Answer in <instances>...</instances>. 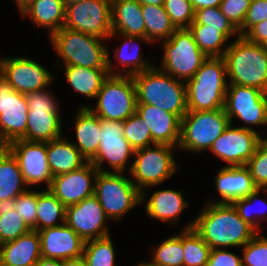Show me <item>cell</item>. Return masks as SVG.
<instances>
[{
	"label": "cell",
	"mask_w": 267,
	"mask_h": 266,
	"mask_svg": "<svg viewBox=\"0 0 267 266\" xmlns=\"http://www.w3.org/2000/svg\"><path fill=\"white\" fill-rule=\"evenodd\" d=\"M193 229L211 249L243 247L258 233L239 216L233 204L211 200L193 220Z\"/></svg>",
	"instance_id": "obj_1"
},
{
	"label": "cell",
	"mask_w": 267,
	"mask_h": 266,
	"mask_svg": "<svg viewBox=\"0 0 267 266\" xmlns=\"http://www.w3.org/2000/svg\"><path fill=\"white\" fill-rule=\"evenodd\" d=\"M229 84L254 87L267 93V46L238 36L223 56Z\"/></svg>",
	"instance_id": "obj_2"
},
{
	"label": "cell",
	"mask_w": 267,
	"mask_h": 266,
	"mask_svg": "<svg viewBox=\"0 0 267 266\" xmlns=\"http://www.w3.org/2000/svg\"><path fill=\"white\" fill-rule=\"evenodd\" d=\"M137 104H150L178 115L187 113L186 85L156 66L132 76Z\"/></svg>",
	"instance_id": "obj_3"
},
{
	"label": "cell",
	"mask_w": 267,
	"mask_h": 266,
	"mask_svg": "<svg viewBox=\"0 0 267 266\" xmlns=\"http://www.w3.org/2000/svg\"><path fill=\"white\" fill-rule=\"evenodd\" d=\"M226 63L223 57H208L185 82L187 108L192 111H208L224 108L228 83Z\"/></svg>",
	"instance_id": "obj_4"
},
{
	"label": "cell",
	"mask_w": 267,
	"mask_h": 266,
	"mask_svg": "<svg viewBox=\"0 0 267 266\" xmlns=\"http://www.w3.org/2000/svg\"><path fill=\"white\" fill-rule=\"evenodd\" d=\"M50 40L63 66L108 69L106 39L62 27Z\"/></svg>",
	"instance_id": "obj_5"
},
{
	"label": "cell",
	"mask_w": 267,
	"mask_h": 266,
	"mask_svg": "<svg viewBox=\"0 0 267 266\" xmlns=\"http://www.w3.org/2000/svg\"><path fill=\"white\" fill-rule=\"evenodd\" d=\"M174 148L178 147L154 144L153 148L148 146L135 150V158L128 171L131 181L141 191V204L147 198L148 193L145 189L160 185L177 172Z\"/></svg>",
	"instance_id": "obj_6"
},
{
	"label": "cell",
	"mask_w": 267,
	"mask_h": 266,
	"mask_svg": "<svg viewBox=\"0 0 267 266\" xmlns=\"http://www.w3.org/2000/svg\"><path fill=\"white\" fill-rule=\"evenodd\" d=\"M94 196L107 217L120 221L131 209L141 204V191L120 172H101L95 178Z\"/></svg>",
	"instance_id": "obj_7"
},
{
	"label": "cell",
	"mask_w": 267,
	"mask_h": 266,
	"mask_svg": "<svg viewBox=\"0 0 267 266\" xmlns=\"http://www.w3.org/2000/svg\"><path fill=\"white\" fill-rule=\"evenodd\" d=\"M229 124L230 120L224 108L208 111L188 110L181 119L178 148L193 153L209 150Z\"/></svg>",
	"instance_id": "obj_8"
},
{
	"label": "cell",
	"mask_w": 267,
	"mask_h": 266,
	"mask_svg": "<svg viewBox=\"0 0 267 266\" xmlns=\"http://www.w3.org/2000/svg\"><path fill=\"white\" fill-rule=\"evenodd\" d=\"M161 44L163 55L160 69L184 82L191 79L208 58L199 49L188 28L176 29Z\"/></svg>",
	"instance_id": "obj_9"
},
{
	"label": "cell",
	"mask_w": 267,
	"mask_h": 266,
	"mask_svg": "<svg viewBox=\"0 0 267 266\" xmlns=\"http://www.w3.org/2000/svg\"><path fill=\"white\" fill-rule=\"evenodd\" d=\"M98 98V99H97ZM95 109L88 107L100 119L125 121L136 113L137 97L132 76L109 75L96 96Z\"/></svg>",
	"instance_id": "obj_10"
},
{
	"label": "cell",
	"mask_w": 267,
	"mask_h": 266,
	"mask_svg": "<svg viewBox=\"0 0 267 266\" xmlns=\"http://www.w3.org/2000/svg\"><path fill=\"white\" fill-rule=\"evenodd\" d=\"M64 27L107 40L112 34L111 0H83L66 5Z\"/></svg>",
	"instance_id": "obj_11"
},
{
	"label": "cell",
	"mask_w": 267,
	"mask_h": 266,
	"mask_svg": "<svg viewBox=\"0 0 267 266\" xmlns=\"http://www.w3.org/2000/svg\"><path fill=\"white\" fill-rule=\"evenodd\" d=\"M224 110L233 124L236 116L248 126H240L254 130L255 125L267 124V93L247 86L228 84Z\"/></svg>",
	"instance_id": "obj_12"
},
{
	"label": "cell",
	"mask_w": 267,
	"mask_h": 266,
	"mask_svg": "<svg viewBox=\"0 0 267 266\" xmlns=\"http://www.w3.org/2000/svg\"><path fill=\"white\" fill-rule=\"evenodd\" d=\"M123 133V122L101 119L100 145L96 156L90 161L98 171L109 172L102 167L106 161L113 169L112 172L125 173L129 158L134 156L135 150Z\"/></svg>",
	"instance_id": "obj_13"
},
{
	"label": "cell",
	"mask_w": 267,
	"mask_h": 266,
	"mask_svg": "<svg viewBox=\"0 0 267 266\" xmlns=\"http://www.w3.org/2000/svg\"><path fill=\"white\" fill-rule=\"evenodd\" d=\"M28 112L25 94L0 77V142L4 147L25 137Z\"/></svg>",
	"instance_id": "obj_14"
},
{
	"label": "cell",
	"mask_w": 267,
	"mask_h": 266,
	"mask_svg": "<svg viewBox=\"0 0 267 266\" xmlns=\"http://www.w3.org/2000/svg\"><path fill=\"white\" fill-rule=\"evenodd\" d=\"M1 77L21 94L47 89L53 75L42 64L25 57L0 58Z\"/></svg>",
	"instance_id": "obj_15"
},
{
	"label": "cell",
	"mask_w": 267,
	"mask_h": 266,
	"mask_svg": "<svg viewBox=\"0 0 267 266\" xmlns=\"http://www.w3.org/2000/svg\"><path fill=\"white\" fill-rule=\"evenodd\" d=\"M263 137L256 130L233 127V124L214 141L210 151L228 167L245 166L254 156L258 142Z\"/></svg>",
	"instance_id": "obj_16"
},
{
	"label": "cell",
	"mask_w": 267,
	"mask_h": 266,
	"mask_svg": "<svg viewBox=\"0 0 267 266\" xmlns=\"http://www.w3.org/2000/svg\"><path fill=\"white\" fill-rule=\"evenodd\" d=\"M6 148L16 158L28 187L38 183H46V189L51 187L53 175L48 166L46 142L19 139L8 144Z\"/></svg>",
	"instance_id": "obj_17"
},
{
	"label": "cell",
	"mask_w": 267,
	"mask_h": 266,
	"mask_svg": "<svg viewBox=\"0 0 267 266\" xmlns=\"http://www.w3.org/2000/svg\"><path fill=\"white\" fill-rule=\"evenodd\" d=\"M109 220L94 195L65 209V224L85 242L110 236L108 226L105 224Z\"/></svg>",
	"instance_id": "obj_18"
},
{
	"label": "cell",
	"mask_w": 267,
	"mask_h": 266,
	"mask_svg": "<svg viewBox=\"0 0 267 266\" xmlns=\"http://www.w3.org/2000/svg\"><path fill=\"white\" fill-rule=\"evenodd\" d=\"M97 174L98 170L87 162L77 170L54 176L49 190L65 207L78 204L94 195Z\"/></svg>",
	"instance_id": "obj_19"
},
{
	"label": "cell",
	"mask_w": 267,
	"mask_h": 266,
	"mask_svg": "<svg viewBox=\"0 0 267 266\" xmlns=\"http://www.w3.org/2000/svg\"><path fill=\"white\" fill-rule=\"evenodd\" d=\"M38 233L41 257L64 260L83 256L85 241L65 223Z\"/></svg>",
	"instance_id": "obj_20"
},
{
	"label": "cell",
	"mask_w": 267,
	"mask_h": 266,
	"mask_svg": "<svg viewBox=\"0 0 267 266\" xmlns=\"http://www.w3.org/2000/svg\"><path fill=\"white\" fill-rule=\"evenodd\" d=\"M136 113L150 128L155 144L178 147L181 136V118L150 104H137Z\"/></svg>",
	"instance_id": "obj_21"
},
{
	"label": "cell",
	"mask_w": 267,
	"mask_h": 266,
	"mask_svg": "<svg viewBox=\"0 0 267 266\" xmlns=\"http://www.w3.org/2000/svg\"><path fill=\"white\" fill-rule=\"evenodd\" d=\"M215 185L221 198L216 203L232 204L240 198L248 197L257 189L246 166H223L216 174Z\"/></svg>",
	"instance_id": "obj_22"
},
{
	"label": "cell",
	"mask_w": 267,
	"mask_h": 266,
	"mask_svg": "<svg viewBox=\"0 0 267 266\" xmlns=\"http://www.w3.org/2000/svg\"><path fill=\"white\" fill-rule=\"evenodd\" d=\"M121 36L125 42L115 48L114 57L117 59L119 65L123 66L122 72H117L114 63L110 58V51L108 50V73L109 75H123V76H133L140 72L150 69L154 65L151 62L145 61L141 56V51L136 44L141 41L150 44L151 42L146 37L141 36H127L123 34H111L108 39L119 38ZM130 67V68H129ZM116 71H115V70Z\"/></svg>",
	"instance_id": "obj_23"
},
{
	"label": "cell",
	"mask_w": 267,
	"mask_h": 266,
	"mask_svg": "<svg viewBox=\"0 0 267 266\" xmlns=\"http://www.w3.org/2000/svg\"><path fill=\"white\" fill-rule=\"evenodd\" d=\"M40 257V237L36 230L0 245V266H34Z\"/></svg>",
	"instance_id": "obj_24"
},
{
	"label": "cell",
	"mask_w": 267,
	"mask_h": 266,
	"mask_svg": "<svg viewBox=\"0 0 267 266\" xmlns=\"http://www.w3.org/2000/svg\"><path fill=\"white\" fill-rule=\"evenodd\" d=\"M112 34L145 37L142 4L138 0H111Z\"/></svg>",
	"instance_id": "obj_25"
},
{
	"label": "cell",
	"mask_w": 267,
	"mask_h": 266,
	"mask_svg": "<svg viewBox=\"0 0 267 266\" xmlns=\"http://www.w3.org/2000/svg\"><path fill=\"white\" fill-rule=\"evenodd\" d=\"M74 118L76 141L72 143L90 162L100 145L101 119L88 107H80Z\"/></svg>",
	"instance_id": "obj_26"
},
{
	"label": "cell",
	"mask_w": 267,
	"mask_h": 266,
	"mask_svg": "<svg viewBox=\"0 0 267 266\" xmlns=\"http://www.w3.org/2000/svg\"><path fill=\"white\" fill-rule=\"evenodd\" d=\"M189 202L185 200L183 191L163 189L153 192L147 199L145 212L153 219L162 222L178 223L179 216L187 208Z\"/></svg>",
	"instance_id": "obj_27"
},
{
	"label": "cell",
	"mask_w": 267,
	"mask_h": 266,
	"mask_svg": "<svg viewBox=\"0 0 267 266\" xmlns=\"http://www.w3.org/2000/svg\"><path fill=\"white\" fill-rule=\"evenodd\" d=\"M58 111L59 109H29L23 140L50 142L62 137V121Z\"/></svg>",
	"instance_id": "obj_28"
},
{
	"label": "cell",
	"mask_w": 267,
	"mask_h": 266,
	"mask_svg": "<svg viewBox=\"0 0 267 266\" xmlns=\"http://www.w3.org/2000/svg\"><path fill=\"white\" fill-rule=\"evenodd\" d=\"M46 150L53 177L77 170L88 162L71 140L64 136L46 142Z\"/></svg>",
	"instance_id": "obj_29"
},
{
	"label": "cell",
	"mask_w": 267,
	"mask_h": 266,
	"mask_svg": "<svg viewBox=\"0 0 267 266\" xmlns=\"http://www.w3.org/2000/svg\"><path fill=\"white\" fill-rule=\"evenodd\" d=\"M65 14L63 0H35L21 16L24 18L29 15L34 25L48 29L51 37L64 27Z\"/></svg>",
	"instance_id": "obj_30"
},
{
	"label": "cell",
	"mask_w": 267,
	"mask_h": 266,
	"mask_svg": "<svg viewBox=\"0 0 267 266\" xmlns=\"http://www.w3.org/2000/svg\"><path fill=\"white\" fill-rule=\"evenodd\" d=\"M27 187L16 158L4 147L0 151V201L16 199Z\"/></svg>",
	"instance_id": "obj_31"
},
{
	"label": "cell",
	"mask_w": 267,
	"mask_h": 266,
	"mask_svg": "<svg viewBox=\"0 0 267 266\" xmlns=\"http://www.w3.org/2000/svg\"><path fill=\"white\" fill-rule=\"evenodd\" d=\"M65 77L77 93L94 99L103 81L109 76L108 69H91L80 66H64Z\"/></svg>",
	"instance_id": "obj_32"
},
{
	"label": "cell",
	"mask_w": 267,
	"mask_h": 266,
	"mask_svg": "<svg viewBox=\"0 0 267 266\" xmlns=\"http://www.w3.org/2000/svg\"><path fill=\"white\" fill-rule=\"evenodd\" d=\"M145 37L152 43L167 40L176 30L164 6L142 4Z\"/></svg>",
	"instance_id": "obj_33"
},
{
	"label": "cell",
	"mask_w": 267,
	"mask_h": 266,
	"mask_svg": "<svg viewBox=\"0 0 267 266\" xmlns=\"http://www.w3.org/2000/svg\"><path fill=\"white\" fill-rule=\"evenodd\" d=\"M65 209L66 207L49 189L39 191L37 199V231L64 224Z\"/></svg>",
	"instance_id": "obj_34"
},
{
	"label": "cell",
	"mask_w": 267,
	"mask_h": 266,
	"mask_svg": "<svg viewBox=\"0 0 267 266\" xmlns=\"http://www.w3.org/2000/svg\"><path fill=\"white\" fill-rule=\"evenodd\" d=\"M14 207L15 199L0 201V245L13 241L32 230Z\"/></svg>",
	"instance_id": "obj_35"
},
{
	"label": "cell",
	"mask_w": 267,
	"mask_h": 266,
	"mask_svg": "<svg viewBox=\"0 0 267 266\" xmlns=\"http://www.w3.org/2000/svg\"><path fill=\"white\" fill-rule=\"evenodd\" d=\"M188 29L195 43L207 57H223L228 39L220 32V28L206 27L205 24H191ZM223 47V48H222Z\"/></svg>",
	"instance_id": "obj_36"
},
{
	"label": "cell",
	"mask_w": 267,
	"mask_h": 266,
	"mask_svg": "<svg viewBox=\"0 0 267 266\" xmlns=\"http://www.w3.org/2000/svg\"><path fill=\"white\" fill-rule=\"evenodd\" d=\"M184 266H206L211 248L193 229V221L183 229Z\"/></svg>",
	"instance_id": "obj_37"
},
{
	"label": "cell",
	"mask_w": 267,
	"mask_h": 266,
	"mask_svg": "<svg viewBox=\"0 0 267 266\" xmlns=\"http://www.w3.org/2000/svg\"><path fill=\"white\" fill-rule=\"evenodd\" d=\"M152 261L158 266H184L183 229L155 247Z\"/></svg>",
	"instance_id": "obj_38"
},
{
	"label": "cell",
	"mask_w": 267,
	"mask_h": 266,
	"mask_svg": "<svg viewBox=\"0 0 267 266\" xmlns=\"http://www.w3.org/2000/svg\"><path fill=\"white\" fill-rule=\"evenodd\" d=\"M82 257L87 266H114L115 249L111 236L86 241Z\"/></svg>",
	"instance_id": "obj_39"
},
{
	"label": "cell",
	"mask_w": 267,
	"mask_h": 266,
	"mask_svg": "<svg viewBox=\"0 0 267 266\" xmlns=\"http://www.w3.org/2000/svg\"><path fill=\"white\" fill-rule=\"evenodd\" d=\"M192 24H205L206 27L220 28V32L229 39L239 30L221 13L219 7H207L195 11Z\"/></svg>",
	"instance_id": "obj_40"
},
{
	"label": "cell",
	"mask_w": 267,
	"mask_h": 266,
	"mask_svg": "<svg viewBox=\"0 0 267 266\" xmlns=\"http://www.w3.org/2000/svg\"><path fill=\"white\" fill-rule=\"evenodd\" d=\"M123 136L130 143L134 150L153 146L150 128L141 122V117L135 113L123 121Z\"/></svg>",
	"instance_id": "obj_41"
},
{
	"label": "cell",
	"mask_w": 267,
	"mask_h": 266,
	"mask_svg": "<svg viewBox=\"0 0 267 266\" xmlns=\"http://www.w3.org/2000/svg\"><path fill=\"white\" fill-rule=\"evenodd\" d=\"M260 191L262 192V189L257 188L248 197L240 198V199H238L232 203L233 206L235 207V209L237 210L239 216L245 222H247L249 225H251L257 232L261 231V226H260L259 221H261V220L264 221L267 219V211L266 210H262L260 212L258 210L257 211L258 213H256V211H255L256 214H254V215L252 214V213H254L252 211V208H254V206L256 205V203L259 200L258 198L260 195ZM260 200H261L260 204L263 203V205H265V208L267 209V200L266 201H265V199H260Z\"/></svg>",
	"instance_id": "obj_42"
},
{
	"label": "cell",
	"mask_w": 267,
	"mask_h": 266,
	"mask_svg": "<svg viewBox=\"0 0 267 266\" xmlns=\"http://www.w3.org/2000/svg\"><path fill=\"white\" fill-rule=\"evenodd\" d=\"M250 172L255 186L267 187V138H262L256 147L254 156L245 165Z\"/></svg>",
	"instance_id": "obj_43"
},
{
	"label": "cell",
	"mask_w": 267,
	"mask_h": 266,
	"mask_svg": "<svg viewBox=\"0 0 267 266\" xmlns=\"http://www.w3.org/2000/svg\"><path fill=\"white\" fill-rule=\"evenodd\" d=\"M260 233L242 247V266H267V237Z\"/></svg>",
	"instance_id": "obj_44"
},
{
	"label": "cell",
	"mask_w": 267,
	"mask_h": 266,
	"mask_svg": "<svg viewBox=\"0 0 267 266\" xmlns=\"http://www.w3.org/2000/svg\"><path fill=\"white\" fill-rule=\"evenodd\" d=\"M163 6L176 29L188 28L194 21L195 11L190 0H165Z\"/></svg>",
	"instance_id": "obj_45"
},
{
	"label": "cell",
	"mask_w": 267,
	"mask_h": 266,
	"mask_svg": "<svg viewBox=\"0 0 267 266\" xmlns=\"http://www.w3.org/2000/svg\"><path fill=\"white\" fill-rule=\"evenodd\" d=\"M37 199L38 191L27 189L15 199V211L24 219V222L37 231Z\"/></svg>",
	"instance_id": "obj_46"
},
{
	"label": "cell",
	"mask_w": 267,
	"mask_h": 266,
	"mask_svg": "<svg viewBox=\"0 0 267 266\" xmlns=\"http://www.w3.org/2000/svg\"><path fill=\"white\" fill-rule=\"evenodd\" d=\"M251 0H222L221 13L239 30L244 23Z\"/></svg>",
	"instance_id": "obj_47"
},
{
	"label": "cell",
	"mask_w": 267,
	"mask_h": 266,
	"mask_svg": "<svg viewBox=\"0 0 267 266\" xmlns=\"http://www.w3.org/2000/svg\"><path fill=\"white\" fill-rule=\"evenodd\" d=\"M267 20V0H251L243 26L239 29L243 36L253 25Z\"/></svg>",
	"instance_id": "obj_48"
},
{
	"label": "cell",
	"mask_w": 267,
	"mask_h": 266,
	"mask_svg": "<svg viewBox=\"0 0 267 266\" xmlns=\"http://www.w3.org/2000/svg\"><path fill=\"white\" fill-rule=\"evenodd\" d=\"M29 109H58L57 100L47 89L25 94Z\"/></svg>",
	"instance_id": "obj_49"
},
{
	"label": "cell",
	"mask_w": 267,
	"mask_h": 266,
	"mask_svg": "<svg viewBox=\"0 0 267 266\" xmlns=\"http://www.w3.org/2000/svg\"><path fill=\"white\" fill-rule=\"evenodd\" d=\"M225 249H211L206 266H242L241 256Z\"/></svg>",
	"instance_id": "obj_50"
},
{
	"label": "cell",
	"mask_w": 267,
	"mask_h": 266,
	"mask_svg": "<svg viewBox=\"0 0 267 266\" xmlns=\"http://www.w3.org/2000/svg\"><path fill=\"white\" fill-rule=\"evenodd\" d=\"M243 36L250 42L267 46V20L253 25Z\"/></svg>",
	"instance_id": "obj_51"
},
{
	"label": "cell",
	"mask_w": 267,
	"mask_h": 266,
	"mask_svg": "<svg viewBox=\"0 0 267 266\" xmlns=\"http://www.w3.org/2000/svg\"><path fill=\"white\" fill-rule=\"evenodd\" d=\"M194 11L207 8L219 7L222 0H190Z\"/></svg>",
	"instance_id": "obj_52"
},
{
	"label": "cell",
	"mask_w": 267,
	"mask_h": 266,
	"mask_svg": "<svg viewBox=\"0 0 267 266\" xmlns=\"http://www.w3.org/2000/svg\"><path fill=\"white\" fill-rule=\"evenodd\" d=\"M61 266H87L83 257L61 260Z\"/></svg>",
	"instance_id": "obj_53"
},
{
	"label": "cell",
	"mask_w": 267,
	"mask_h": 266,
	"mask_svg": "<svg viewBox=\"0 0 267 266\" xmlns=\"http://www.w3.org/2000/svg\"><path fill=\"white\" fill-rule=\"evenodd\" d=\"M34 266H61V260L40 257Z\"/></svg>",
	"instance_id": "obj_54"
},
{
	"label": "cell",
	"mask_w": 267,
	"mask_h": 266,
	"mask_svg": "<svg viewBox=\"0 0 267 266\" xmlns=\"http://www.w3.org/2000/svg\"><path fill=\"white\" fill-rule=\"evenodd\" d=\"M16 2V6L18 7L19 13L25 12L29 6L35 1V0H14Z\"/></svg>",
	"instance_id": "obj_55"
},
{
	"label": "cell",
	"mask_w": 267,
	"mask_h": 266,
	"mask_svg": "<svg viewBox=\"0 0 267 266\" xmlns=\"http://www.w3.org/2000/svg\"><path fill=\"white\" fill-rule=\"evenodd\" d=\"M141 4H148L153 6H163L165 0H138Z\"/></svg>",
	"instance_id": "obj_56"
},
{
	"label": "cell",
	"mask_w": 267,
	"mask_h": 266,
	"mask_svg": "<svg viewBox=\"0 0 267 266\" xmlns=\"http://www.w3.org/2000/svg\"><path fill=\"white\" fill-rule=\"evenodd\" d=\"M137 266H158L157 264H155L152 260L151 262H138Z\"/></svg>",
	"instance_id": "obj_57"
},
{
	"label": "cell",
	"mask_w": 267,
	"mask_h": 266,
	"mask_svg": "<svg viewBox=\"0 0 267 266\" xmlns=\"http://www.w3.org/2000/svg\"><path fill=\"white\" fill-rule=\"evenodd\" d=\"M81 1H83V0H63L65 6L72 4V3H75V2H81Z\"/></svg>",
	"instance_id": "obj_58"
},
{
	"label": "cell",
	"mask_w": 267,
	"mask_h": 266,
	"mask_svg": "<svg viewBox=\"0 0 267 266\" xmlns=\"http://www.w3.org/2000/svg\"><path fill=\"white\" fill-rule=\"evenodd\" d=\"M4 148V146L0 142V151Z\"/></svg>",
	"instance_id": "obj_59"
},
{
	"label": "cell",
	"mask_w": 267,
	"mask_h": 266,
	"mask_svg": "<svg viewBox=\"0 0 267 266\" xmlns=\"http://www.w3.org/2000/svg\"><path fill=\"white\" fill-rule=\"evenodd\" d=\"M262 191L266 192L267 193V187L265 189H262Z\"/></svg>",
	"instance_id": "obj_60"
}]
</instances>
